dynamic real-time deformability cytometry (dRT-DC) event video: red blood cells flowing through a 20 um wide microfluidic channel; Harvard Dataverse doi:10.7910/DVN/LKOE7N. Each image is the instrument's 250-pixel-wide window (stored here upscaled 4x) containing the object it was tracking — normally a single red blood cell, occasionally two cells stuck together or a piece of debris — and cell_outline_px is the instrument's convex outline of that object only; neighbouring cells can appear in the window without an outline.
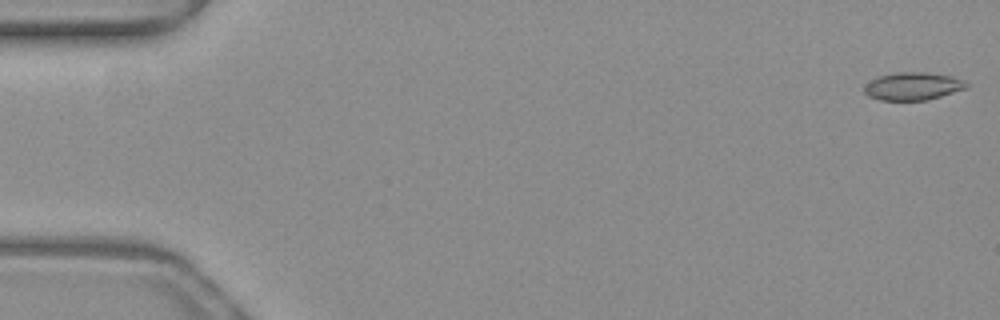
{"species": "common noctule bat (a hibernating species)", "species_latin": "Nyctalus noctula", "temperature_condition": "warm", "stored_images_in_passage": 52, "camera_frame_rate_fps": 3000, "um_per_image_px": 0.085, "animal": {"sex": "female", "body_mass_g": 19.3, "forearm_length_mm": 54.1}, "frame": {"image": 1, "passage_image": 1, "time_ms": 0.0, "image_size_px": [1000, 320], "cell_outline_px": [[968, 84], [964, 88], [940, 96], [924, 100], [880, 100], [868, 96], [864, 92], [864, 88], [872, 80], [880, 76], [896, 72], [924, 72], [952, 76], [964, 80]], "centroid_in_image_um": [77.58, 7.32], "position_along_channel_um": 7.4, "area_um2": 16.18}}
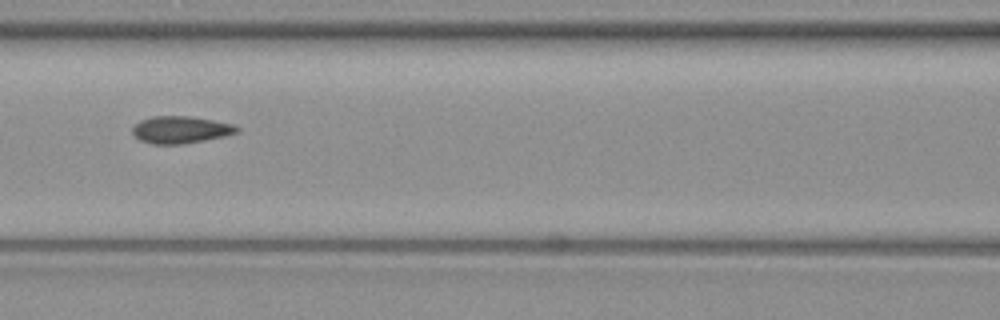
{"frame": {"image": 2, "passage_image": 23, "time_ms": 7.333, "image_size_px": [1000, 320], "cell_outline_px": [[240, 132], [224, 136], [204, 140], [180, 144], [152, 144], [140, 140], [132, 132], [132, 128], [140, 120], [152, 116], [188, 116], [212, 120], [232, 124], [240, 128]], "centroid_in_image_um": [15.35, 11.02], "position_along_channel_um": 151.2, "area_um2": 16.42}}
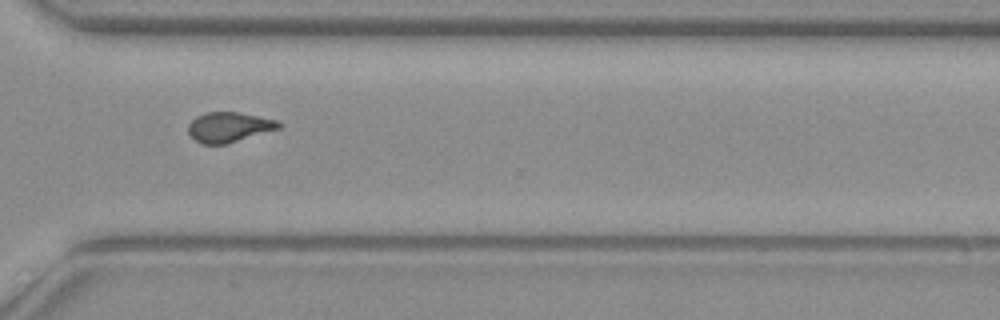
{"frame": {"image": 3, "passage_image": 38, "time_ms": 12.333, "image_size_px": [1000, 320], "cell_outline_px": [[284, 124], [280, 128], [224, 144], [204, 144], [196, 140], [188, 132], [188, 124], [196, 116], [204, 112], [236, 112], [276, 120]], "centroid_in_image_um": [19.45, 10.79], "position_along_channel_um": 351.2, "area_um2": 15.55}, "authors_computed_cell_mechanics": {"area_um2": 16.184, "velocity_mm_per_s": 4.006, "shape_relaxation_time_tau1_ms": null, "shape_relaxation_time_tau2_ms": 1.1244, "deformation_change_tau1": null, "deformation_change_tau2": 0.0328}}